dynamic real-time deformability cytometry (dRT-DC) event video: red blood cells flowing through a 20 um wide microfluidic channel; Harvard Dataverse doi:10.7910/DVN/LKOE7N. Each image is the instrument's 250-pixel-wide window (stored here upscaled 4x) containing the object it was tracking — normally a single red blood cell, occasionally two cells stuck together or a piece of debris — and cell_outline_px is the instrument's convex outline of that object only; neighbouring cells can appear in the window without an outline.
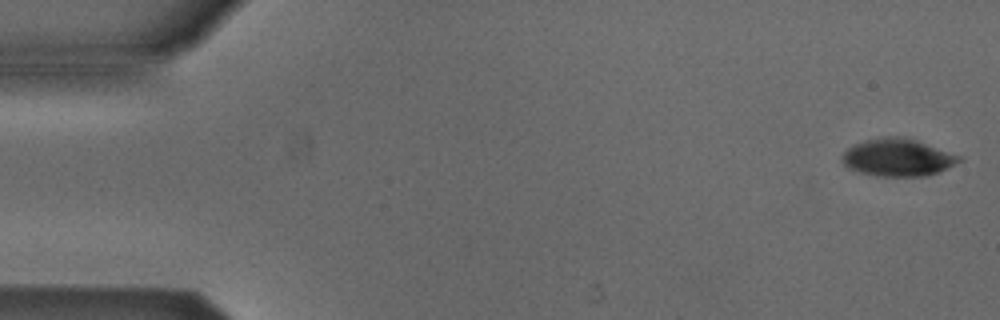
{"species": "Egyptian fruit bat (a non-hibernating species)", "species_latin": "Rousettus aegyptiacus", "temperature_condition": "cold", "stored_images_in_passage": 5, "camera_frame_rate_fps": 3000, "um_per_image_px": 0.085, "animal": {"sex": "male"}, "frame": {"image": 1, "passage_image": 1, "time_ms": 0.0, "image_size_px": [1000, 320], "cell_outline_px": [[964, 160], [928, 176], [876, 176], [860, 172], [848, 168], [844, 164], [844, 152], [848, 148], [856, 144], [868, 140], [888, 136], [896, 136], [912, 140], [960, 156]], "centroid_in_image_um": [76.3, 13.41], "position_along_channel_um": 8.7, "area_um2": 24.74}}
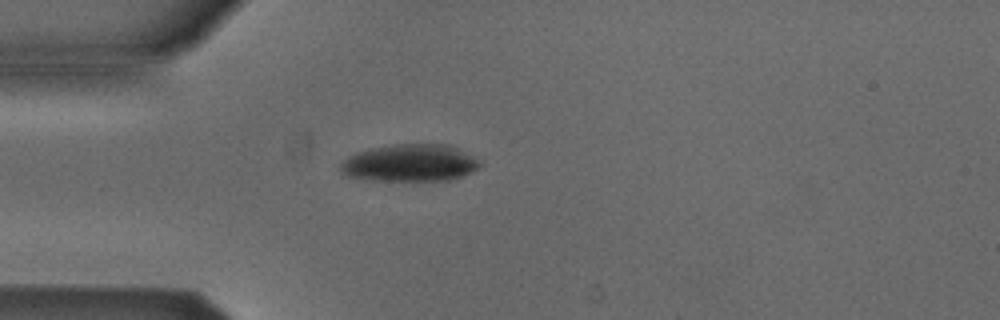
{"frame": {"image": 2, "passage_image": 4, "time_ms": 1.0, "image_size_px": [1000, 320], "cell_outline_px": [[480, 164], [476, 168], [460, 176], [448, 180], [372, 180], [348, 176], [340, 172], [340, 164], [348, 156], [360, 152], [376, 148], [396, 144], [448, 144], [456, 148], [476, 160]], "centroid_in_image_um": [34.78, 13.85], "position_along_channel_um": 50.2, "area_um2": 29.36}}